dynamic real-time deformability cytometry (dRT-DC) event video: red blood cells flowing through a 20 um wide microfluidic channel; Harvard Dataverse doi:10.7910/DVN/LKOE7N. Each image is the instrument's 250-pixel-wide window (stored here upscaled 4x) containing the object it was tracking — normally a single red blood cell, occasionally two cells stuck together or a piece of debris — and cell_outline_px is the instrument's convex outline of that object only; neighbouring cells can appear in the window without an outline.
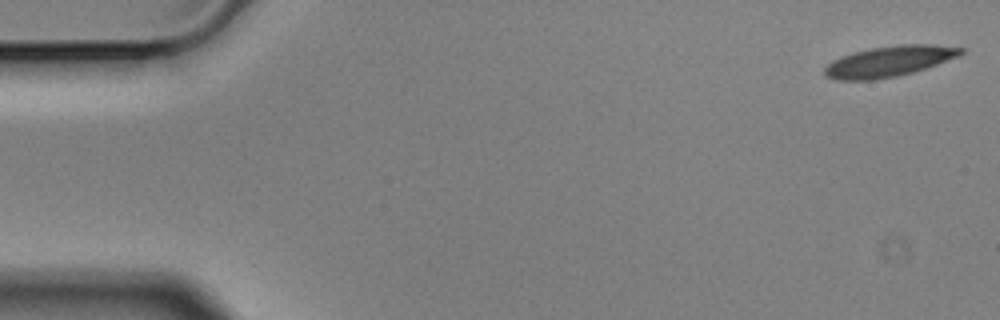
{"species": "Egyptian fruit bat (a non-hibernating species)", "species_latin": "Rousettus aegyptiacus", "temperature_condition": "cold", "stored_images_in_passage": 4, "camera_frame_rate_fps": 3000, "um_per_image_px": 0.085, "animal": {"sex": "male"}, "frame": {"image": 1, "passage_image": 1, "time_ms": 0.0, "image_size_px": [1000, 320], "cell_outline_px": [[964, 52], [956, 56], [936, 64], [912, 72], [896, 76], [876, 80], [836, 80], [824, 76], [824, 68], [832, 60], [840, 56], [872, 48], [900, 44], [936, 44], [964, 48]], "centroid_in_image_um": [75.53, 5.21], "position_along_channel_um": 9.5, "area_um2": 24.16}}
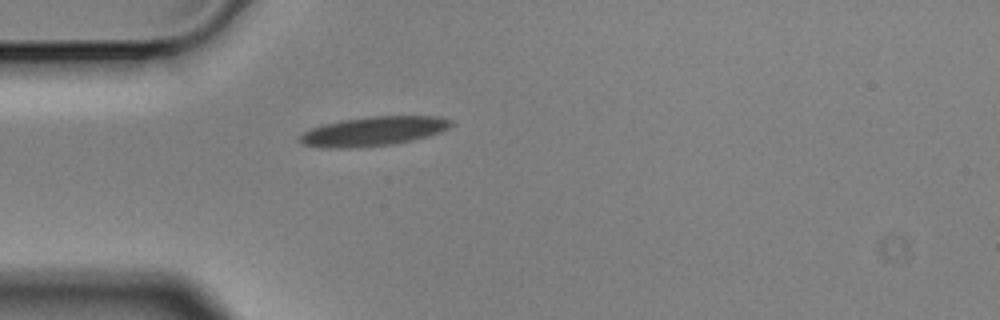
{"frame": {"image": 2, "passage_image": 4, "time_ms": 1.0, "image_size_px": [1000, 320], "cell_outline_px": [[452, 124], [448, 128], [440, 132], [412, 140], [392, 144], [360, 148], [320, 148], [304, 144], [296, 140], [296, 136], [308, 128], [340, 120], [372, 116], [440, 116], [452, 120]], "centroid_in_image_um": [31.65, 11.16], "position_along_channel_um": 53.4, "area_um2": 26.18}}